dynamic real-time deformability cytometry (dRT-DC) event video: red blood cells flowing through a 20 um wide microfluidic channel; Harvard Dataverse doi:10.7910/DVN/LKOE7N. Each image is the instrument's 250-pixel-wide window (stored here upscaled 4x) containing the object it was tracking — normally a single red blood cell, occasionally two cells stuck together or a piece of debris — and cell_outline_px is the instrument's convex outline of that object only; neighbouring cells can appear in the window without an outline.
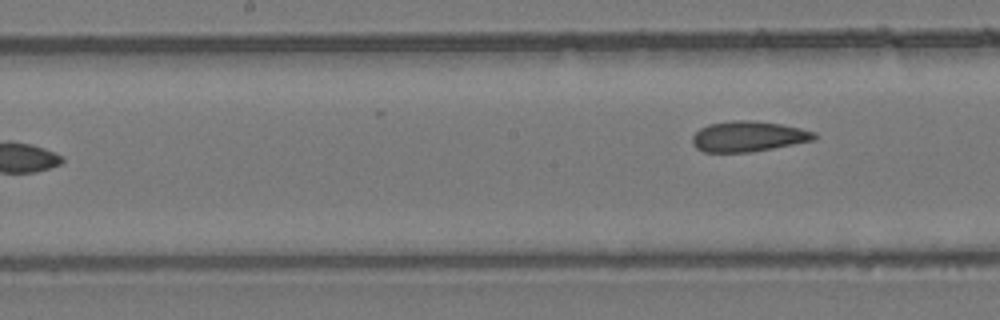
{"species": "common noctule bat (a hibernating species)", "species_latin": "Nyctalus noctula", "temperature_condition": "room temperature", "stored_images_in_passage": 8, "segment_of_instrument_passage": [2, 2], "camera_frame_rate_fps": 3000, "um_per_image_px": 0.085, "animal": {"sex": "female", "body_mass_g": 24.6, "forearm_length_mm": 56.2}, "frame": {"image": 1, "passage_image": 8, "time_ms": 9.0, "image_size_px": [1000, 320], "cell_outline_px": [[816, 140], [772, 148], [748, 152], [704, 152], [696, 148], [692, 144], [692, 136], [700, 128], [708, 124], [732, 120], [756, 120], [780, 124], [800, 128], [816, 132]], "centroid_in_image_um": [63.59, 11.59], "position_along_channel_um": 184.6, "area_um2": 21.73}}